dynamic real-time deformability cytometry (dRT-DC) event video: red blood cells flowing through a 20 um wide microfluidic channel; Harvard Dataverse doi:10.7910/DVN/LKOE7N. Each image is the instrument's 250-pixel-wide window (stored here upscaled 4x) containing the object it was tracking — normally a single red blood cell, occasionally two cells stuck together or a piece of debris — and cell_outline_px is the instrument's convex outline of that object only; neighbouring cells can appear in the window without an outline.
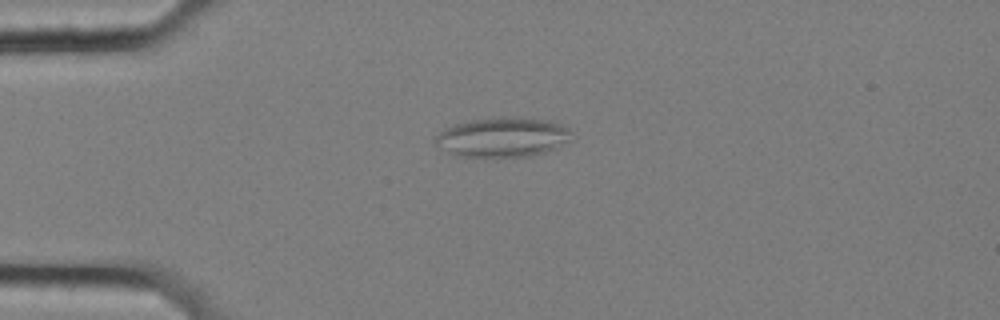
{"species": "common noctule bat (a hibernating species)", "species_latin": "Nyctalus noctula", "temperature_condition": "cold", "stored_images_in_passage": 52, "camera_frame_rate_fps": 3000, "um_per_image_px": 0.085, "animal": {"sex": "female", "body_mass_g": 25.1}, "frame": {"image": 1, "passage_image": 9, "time_ms": 2.667, "image_size_px": [1000, 320], "cell_outline_px": [[568, 140], [556, 148], [532, 156], [492, 160], [456, 156], [440, 148], [436, 144], [436, 136], [444, 128], [452, 124], [468, 120], [496, 116], [512, 116], [552, 120], [568, 128]], "centroid_in_image_um": [42.65, 11.69], "position_along_channel_um": 42.3, "area_um2": 32.66}}
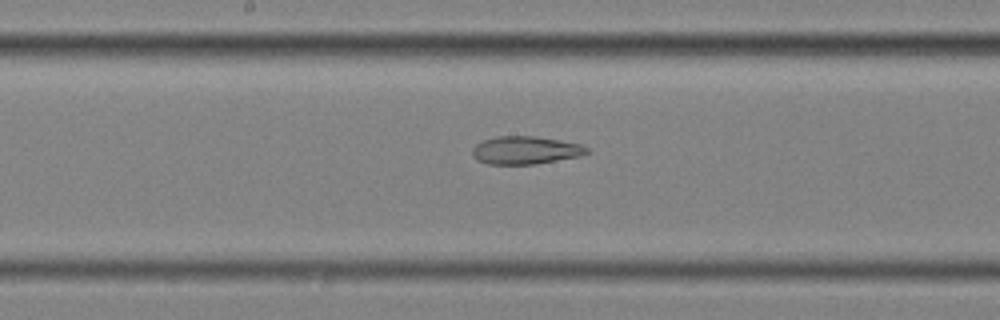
{"frame": {"image": 2, "passage_image": 25, "time_ms": 8.0, "image_size_px": [1000, 320], "cell_outline_px": [[592, 152], [580, 156], [536, 164], [488, 164], [476, 160], [472, 156], [472, 148], [476, 144], [484, 140], [496, 136], [536, 136], [560, 140], [580, 144], [588, 148]], "centroid_in_image_um": [44.67, 12.77], "position_along_channel_um": 203.5, "area_um2": 18.79}}
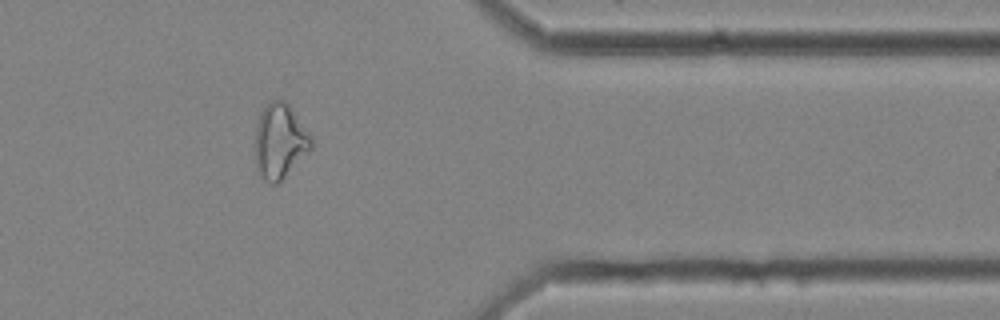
{"frame": {"image": 3, "passage_image": 42, "time_ms": 13.667, "image_size_px": [1000, 320], "cell_outline_px": [[312, 148], [276, 184], [268, 184], [256, 172], [256, 128], [260, 112], [272, 100], [284, 100], [292, 108], [312, 136]], "centroid_in_image_um": [23.78, 12.0], "position_along_channel_um": 387.6, "area_um2": 24.28}, "authors_computed_cell_mechanics": {"area_um2": 24.3916, "velocity_mm_per_s": 3.5099, "shape_relaxation_time_tau1_ms": null, "shape_relaxation_time_tau2_ms": 3.2637, "deformation_change_tau1": null, "deformation_change_tau2": 0.1272}}